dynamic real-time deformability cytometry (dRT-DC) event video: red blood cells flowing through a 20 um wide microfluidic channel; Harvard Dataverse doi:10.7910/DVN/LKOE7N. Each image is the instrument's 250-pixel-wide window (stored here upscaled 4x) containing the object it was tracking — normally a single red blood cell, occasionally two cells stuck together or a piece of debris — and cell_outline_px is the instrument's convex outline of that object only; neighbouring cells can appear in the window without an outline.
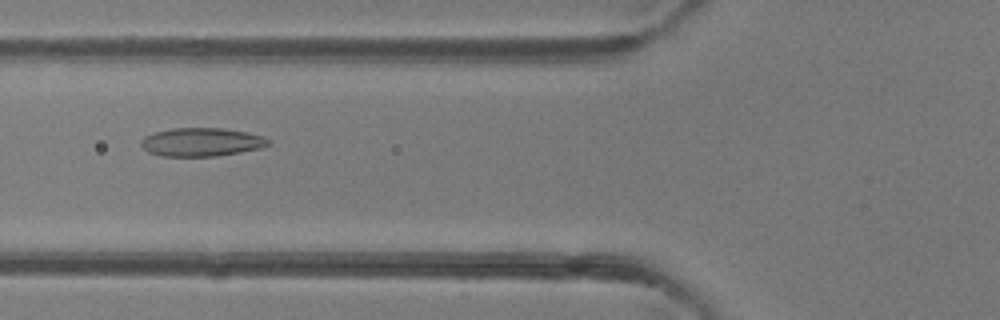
{"species": "common noctule bat (a hibernating species)", "species_latin": "Nyctalus noctula", "temperature_condition": "room temperature", "stored_images_in_passage": 45, "camera_frame_rate_fps": 3000, "um_per_image_px": 0.085, "animal": {"sex": "female"}, "frame": {"image": 1, "passage_image": 16, "time_ms": 5.0, "image_size_px": [1000, 320], "cell_outline_px": [[272, 144], [260, 148], [240, 152], [216, 156], [160, 156], [148, 152], [140, 144], [140, 140], [144, 136], [156, 132], [172, 128], [220, 128], [244, 132], [264, 136]], "centroid_in_image_um": [17.11, 12.08], "position_along_channel_um": 108.7, "area_um2": 21.04}}
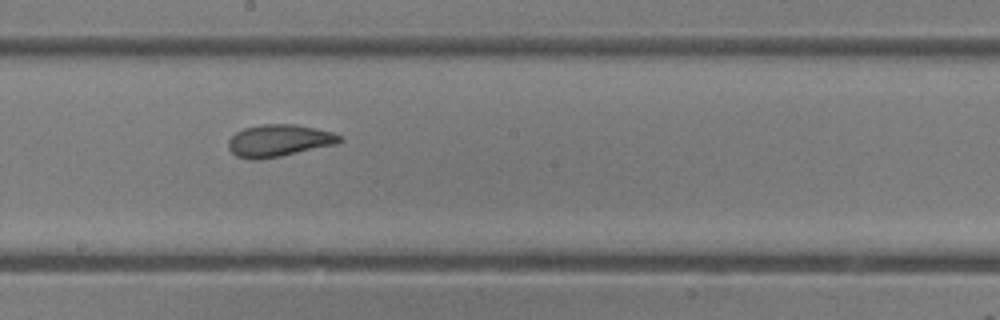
{"frame": {"image": 2, "passage_image": 24, "time_ms": 7.667, "image_size_px": [1000, 320], "cell_outline_px": [[344, 140], [336, 144], [280, 156], [256, 160], [248, 160], [236, 156], [228, 148], [228, 140], [236, 132], [244, 128], [264, 124], [296, 124], [316, 128], [332, 132], [340, 136]], "centroid_in_image_um": [23.69, 11.95], "position_along_channel_um": 224.5, "area_um2": 20.81}}
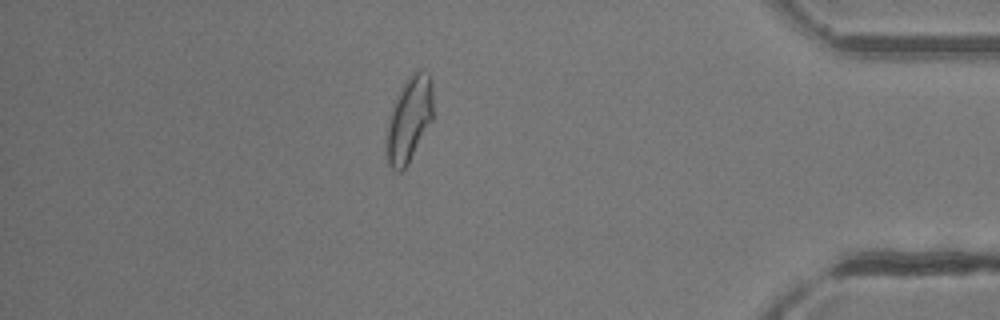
{"frame": {"image": 3, "passage_image": 39, "time_ms": 12.667, "image_size_px": [1000, 320], "cell_outline_px": [[432, 120], [408, 164], [400, 172], [396, 172], [388, 164], [384, 140], [388, 116], [404, 80], [416, 68], [420, 68], [428, 72], [432, 84]], "centroid_in_image_um": [34.74, 10.12], "position_along_channel_um": 400.5, "area_um2": 23.7}, "authors_computed_cell_mechanics": {"area_um2": 21.8484, "velocity_mm_per_s": 4.3336, "shape_relaxation_time_tau1_ms": 5.4184, "shape_relaxation_time_tau2_ms": 1.3779, "deformation_change_tau1": 0.1502, "deformation_change_tau2": 0.0746}}